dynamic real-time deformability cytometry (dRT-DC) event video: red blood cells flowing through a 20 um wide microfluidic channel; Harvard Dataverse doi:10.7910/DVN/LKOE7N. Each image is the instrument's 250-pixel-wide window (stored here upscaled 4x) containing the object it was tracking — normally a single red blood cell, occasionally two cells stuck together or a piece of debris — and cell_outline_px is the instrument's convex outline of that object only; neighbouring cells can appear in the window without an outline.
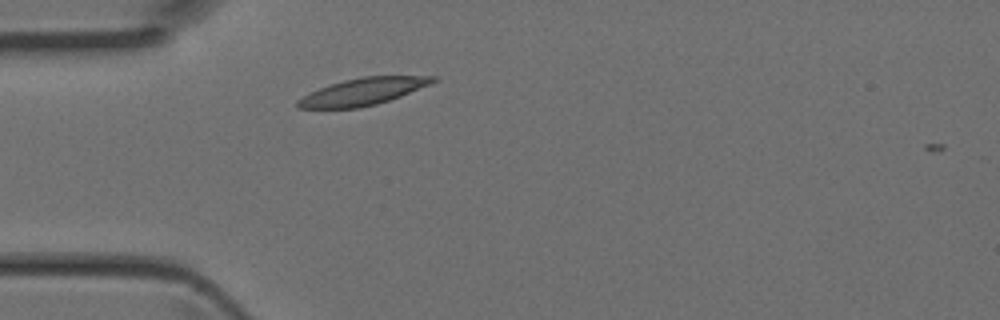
{"species": "Egyptian fruit bat (a non-hibernating species)", "species_latin": "Rousettus aegyptiacus", "temperature_condition": "room temperature", "stored_images_in_passage": 32, "camera_frame_rate_fps": 3000, "um_per_image_px": 0.085, "animal": {"sex": "female"}, "frame": {"image": 1, "passage_image": 1, "time_ms": 0.0, "image_size_px": [1000, 320], "cell_outline_px": [[440, 80], [432, 84], [400, 96], [376, 104], [360, 108], [296, 108], [296, 100], [320, 88], [344, 80], [364, 76], [436, 76]], "centroid_in_image_um": [30.9, 7.78], "position_along_channel_um": 54.1, "area_um2": 21.15}}
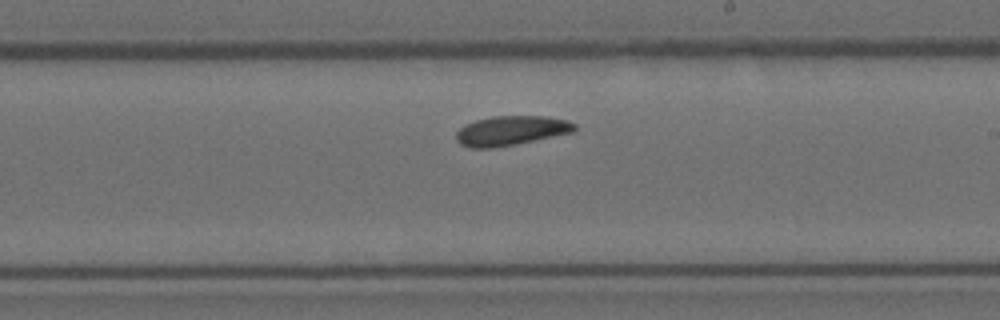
{"frame": {"image": 2, "passage_image": 14, "time_ms": 4.333, "image_size_px": [1000, 320], "cell_outline_px": [[576, 132], [516, 144], [492, 148], [472, 148], [460, 144], [456, 140], [456, 132], [464, 124], [476, 120], [492, 116], [544, 116], [568, 120], [576, 124]], "centroid_in_image_um": [43.46, 11.1], "position_along_channel_um": 245.5, "area_um2": 20.58}}
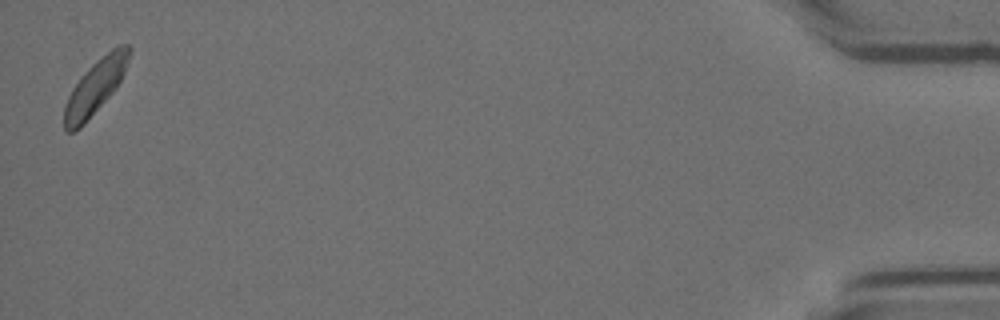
{"frame": {"image": 3, "passage_image": 32, "time_ms": 10.333, "image_size_px": [1000, 320], "cell_outline_px": [[132, 48], [124, 72], [116, 88], [84, 124], [80, 128], [72, 132], [64, 132], [64, 104], [72, 88], [84, 72], [96, 60], [112, 48], [120, 44], [128, 44]], "centroid_in_image_um": [8.08, 7.38], "position_along_channel_um": 427.1, "area_um2": 20.4}}